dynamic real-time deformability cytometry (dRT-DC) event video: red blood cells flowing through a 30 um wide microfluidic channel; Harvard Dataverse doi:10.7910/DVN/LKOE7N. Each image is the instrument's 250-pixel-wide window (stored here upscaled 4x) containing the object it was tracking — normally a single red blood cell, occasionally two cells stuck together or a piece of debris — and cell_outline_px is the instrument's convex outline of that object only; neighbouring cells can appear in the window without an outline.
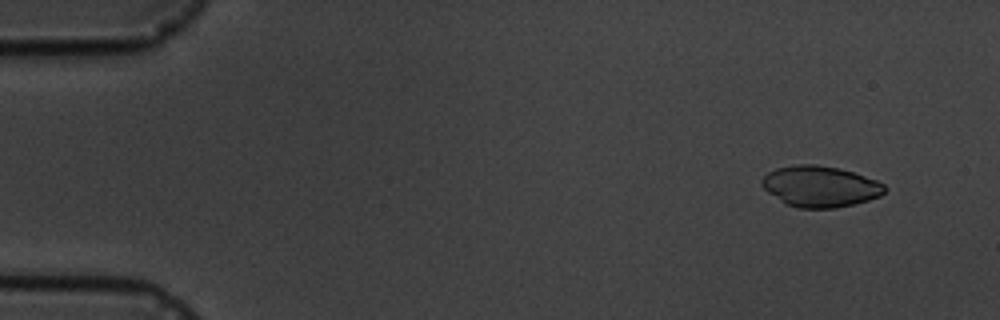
{"species": "common noctule bat (a hibernating species)", "species_latin": "Nyctalus noctula", "temperature_condition": "cold", "stored_images_in_passage": 5, "camera_frame_rate_fps": 3000, "um_per_image_px": 0.085, "animal": {"sex": "male", "body_mass_g": 19.5, "forearm_length_mm": 54.6}, "frame": {"image": 1, "passage_image": 2, "time_ms": 1.0, "image_size_px": [1000, 320], "cell_outline_px": [[888, 188], [880, 196], [868, 200], [836, 208], [800, 208], [784, 204], [768, 192], [760, 184], [760, 180], [768, 172], [776, 168], [796, 164], [816, 164], [840, 168], [876, 180], [884, 184]], "centroid_in_image_um": [69.69, 15.84], "position_along_channel_um": 15.3, "area_um2": 29.48}}